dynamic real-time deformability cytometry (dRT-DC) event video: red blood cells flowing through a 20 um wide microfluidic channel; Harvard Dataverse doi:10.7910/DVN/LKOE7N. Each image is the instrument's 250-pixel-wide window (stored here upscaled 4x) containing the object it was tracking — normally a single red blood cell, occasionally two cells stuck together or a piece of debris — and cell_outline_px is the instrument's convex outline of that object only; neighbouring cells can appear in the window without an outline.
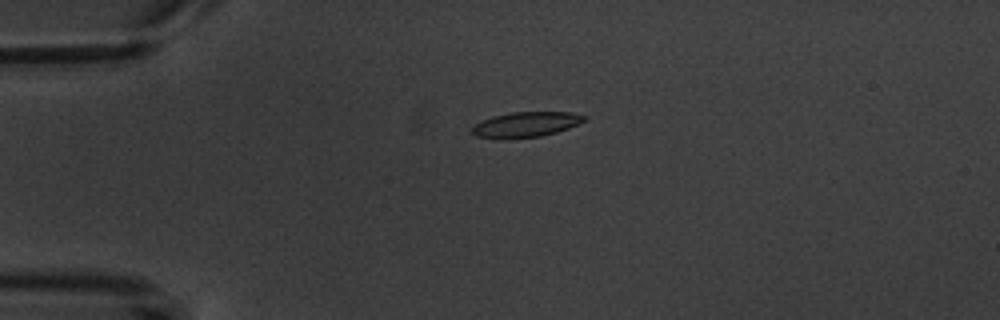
{"species": "common noctule bat (a hibernating species)", "species_latin": "Nyctalus noctula", "temperature_condition": "warm", "stored_images_in_passage": 3, "camera_frame_rate_fps": 3000, "um_per_image_px": 0.085, "animal": {"sex": "male", "body_mass_g": 20.1, "forearm_length_mm": 53.5}, "frame": {"image": 1, "passage_image": 2, "time_ms": 1.0, "image_size_px": [1000, 320], "cell_outline_px": [[588, 120], [568, 128], [556, 132], [540, 136], [476, 136], [472, 132], [472, 128], [476, 124], [492, 116], [512, 112], [568, 112], [588, 116]], "centroid_in_image_um": [44.82, 10.53], "position_along_channel_um": 40.2, "area_um2": 15.66}}